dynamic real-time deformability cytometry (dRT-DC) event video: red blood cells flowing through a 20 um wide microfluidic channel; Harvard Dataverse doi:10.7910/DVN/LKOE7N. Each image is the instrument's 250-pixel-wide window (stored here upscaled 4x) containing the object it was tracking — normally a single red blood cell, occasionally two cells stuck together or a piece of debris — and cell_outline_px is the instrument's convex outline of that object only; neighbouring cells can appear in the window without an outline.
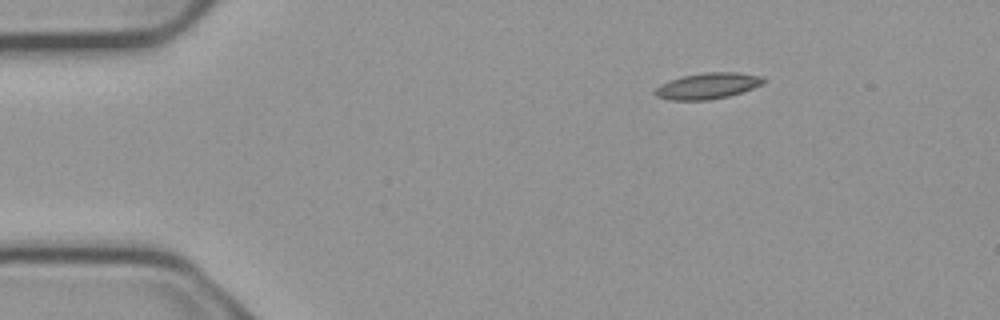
{"species": "common noctule bat (a hibernating species)", "species_latin": "Nyctalus noctula", "temperature_condition": "cold", "stored_images_in_passage": 2, "camera_frame_rate_fps": 3000, "um_per_image_px": 0.085, "animal": {"sex": "male", "body_mass_g": 23.1, "forearm_length_mm": 52.7}, "frame": {"image": 1, "passage_image": 2, "time_ms": 0.333, "image_size_px": [1000, 320], "cell_outline_px": [[764, 84], [728, 96], [708, 100], [672, 100], [656, 96], [652, 92], [660, 84], [668, 80], [680, 76], [704, 72], [740, 72], [764, 76]], "centroid_in_image_um": [60.13, 7.28], "position_along_channel_um": 24.9, "area_um2": 16.65}}